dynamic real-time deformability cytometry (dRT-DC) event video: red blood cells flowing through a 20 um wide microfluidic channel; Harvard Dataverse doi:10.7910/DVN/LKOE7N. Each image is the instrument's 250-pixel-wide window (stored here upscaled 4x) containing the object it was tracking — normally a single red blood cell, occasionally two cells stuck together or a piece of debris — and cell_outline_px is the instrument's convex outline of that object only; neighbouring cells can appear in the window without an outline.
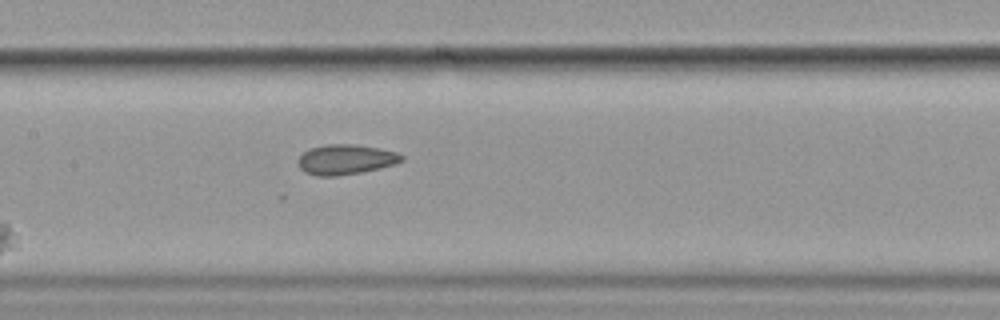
{"species": "common noctule bat (a hibernating species)", "species_latin": "Nyctalus noctula", "temperature_condition": "cold", "stored_images_in_passage": 6, "camera_frame_rate_fps": 3000, "um_per_image_px": 0.085, "animal": {"sex": "female", "body_mass_g": 19.9}, "frame": {"image": 1, "passage_image": 6, "time_ms": 6.0, "image_size_px": [1000, 320], "cell_outline_px": [[404, 160], [396, 164], [380, 168], [360, 172], [336, 176], [316, 176], [304, 172], [300, 168], [296, 160], [308, 148], [324, 144], [356, 144], [380, 148], [396, 152], [404, 156]], "centroid_in_image_um": [29.37, 13.55], "position_along_channel_um": 178.0, "area_um2": 18.38}}